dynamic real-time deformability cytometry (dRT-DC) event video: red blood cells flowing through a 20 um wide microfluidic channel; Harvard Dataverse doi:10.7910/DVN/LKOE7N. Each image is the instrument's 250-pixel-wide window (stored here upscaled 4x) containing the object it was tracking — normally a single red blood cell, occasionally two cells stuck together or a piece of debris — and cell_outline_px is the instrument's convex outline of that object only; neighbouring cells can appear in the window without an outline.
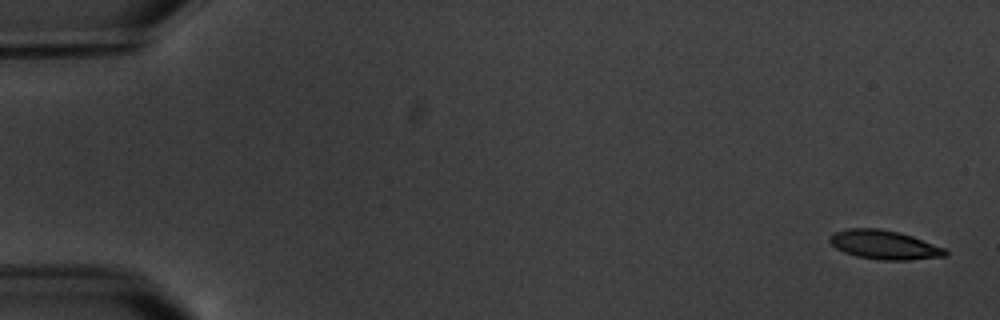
{"species": "common noctule bat (a hibernating species)", "species_latin": "Nyctalus noctula", "temperature_condition": "warm", "stored_images_in_passage": 4, "camera_frame_rate_fps": 3000, "um_per_image_px": 0.085, "animal": {"sex": "male", "body_mass_g": 20.1, "forearm_length_mm": 53.5}, "frame": {"image": 1, "passage_image": 1, "time_ms": 0.0, "image_size_px": [1000, 320], "cell_outline_px": [[948, 256], [908, 260], [880, 260], [856, 256], [844, 252], [836, 248], [828, 240], [828, 236], [832, 232], [848, 228], [880, 228], [900, 232], [912, 236], [944, 248], [948, 252]], "centroid_in_image_um": [75.13, 20.8], "position_along_channel_um": 9.9, "area_um2": 19.71}}